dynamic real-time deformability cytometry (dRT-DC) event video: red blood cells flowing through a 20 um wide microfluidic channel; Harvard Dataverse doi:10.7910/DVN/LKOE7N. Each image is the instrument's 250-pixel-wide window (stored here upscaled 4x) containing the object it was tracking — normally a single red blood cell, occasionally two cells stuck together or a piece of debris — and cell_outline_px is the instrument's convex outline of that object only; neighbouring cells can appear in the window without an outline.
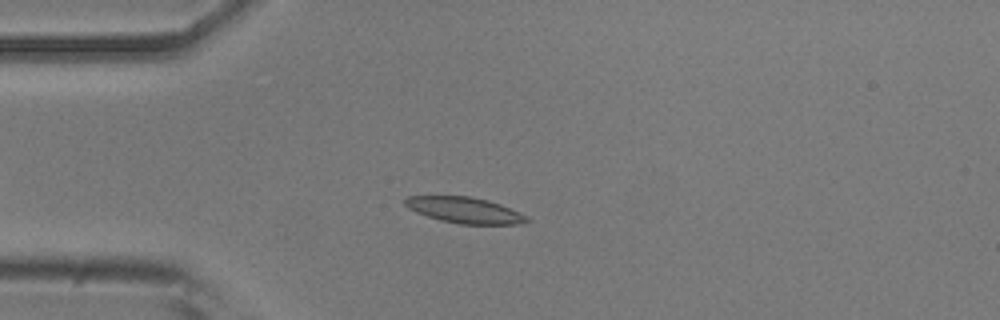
{"species": "common noctule bat (a hibernating species)", "species_latin": "Nyctalus noctula", "temperature_condition": "room temperature", "stored_images_in_passage": 44, "camera_frame_rate_fps": 3000, "um_per_image_px": 0.085, "animal": {"sex": "male", "body_mass_g": 20.5, "forearm_length_mm": 52.5}, "frame": {"image": 1, "passage_image": 11, "time_ms": 3.333, "image_size_px": [1000, 320], "cell_outline_px": [[532, 220], [516, 224], [460, 224], [440, 220], [416, 212], [408, 208], [404, 204], [404, 200], [408, 196], [472, 196], [488, 200], [500, 204], [520, 212], [528, 216]], "centroid_in_image_um": [39.51, 17.86], "position_along_channel_um": 45.5, "area_um2": 18.44}}
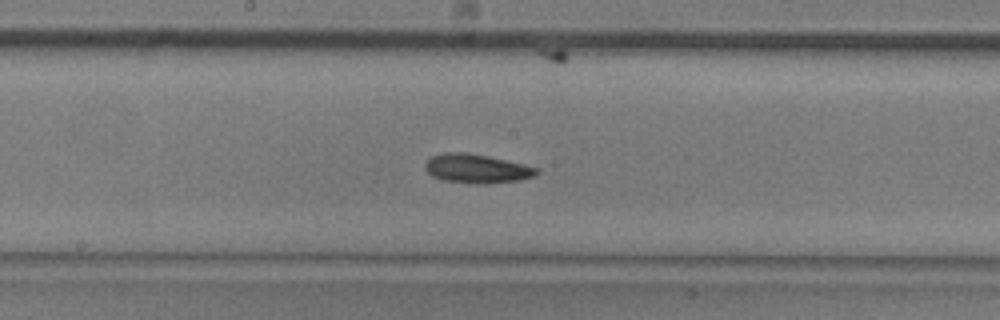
{"frame": {"image": 2, "passage_image": 25, "time_ms": 8.0, "image_size_px": [1000, 320], "cell_outline_px": [[540, 172], [536, 176], [520, 180], [488, 184], [476, 184], [444, 180], [432, 176], [424, 168], [424, 164], [432, 156], [448, 152], [464, 152], [488, 156], [524, 164], [536, 168]], "centroid_in_image_um": [40.54, 14.34], "position_along_channel_um": 207.7, "area_um2": 18.84}}
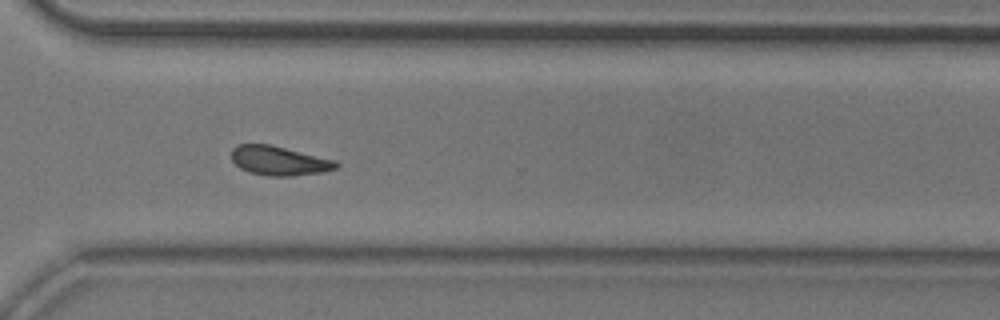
{"frame": {"image": 3, "passage_image": 36, "time_ms": 11.667, "image_size_px": [1000, 320], "cell_outline_px": [[340, 164], [336, 168], [324, 172], [292, 176], [268, 176], [248, 172], [240, 168], [232, 160], [232, 148], [236, 144], [268, 144], [336, 160]], "centroid_in_image_um": [23.72, 13.67], "position_along_channel_um": 346.9, "area_um2": 17.86}, "authors_computed_cell_mechanics": {"area_um2": 18.2359, "velocity_mm_per_s": 3.811, "shape_relaxation_time_tau1_ms": 6.8569, "shape_relaxation_time_tau2_ms": 9.4971, "deformation_change_tau1": 0.13, "deformation_change_tau2": 0.1885}}